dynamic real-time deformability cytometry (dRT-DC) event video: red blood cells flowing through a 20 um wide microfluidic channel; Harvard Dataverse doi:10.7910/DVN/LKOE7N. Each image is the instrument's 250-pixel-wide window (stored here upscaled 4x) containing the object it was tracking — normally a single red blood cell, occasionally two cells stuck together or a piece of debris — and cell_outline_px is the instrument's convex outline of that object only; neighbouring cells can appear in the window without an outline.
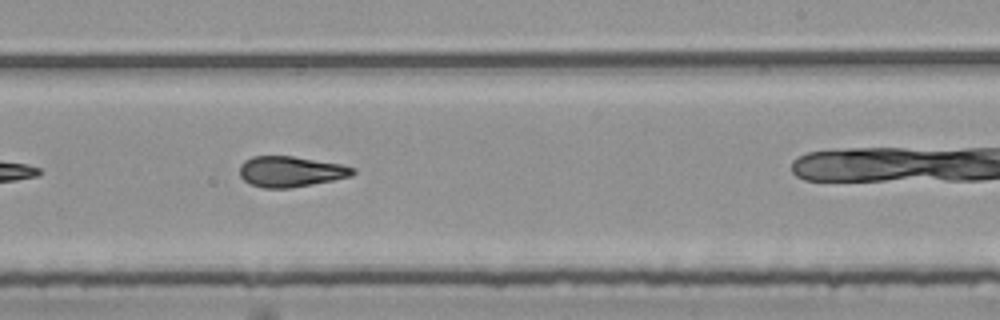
{"species": "common noctule bat (a hibernating species)", "species_latin": "Nyctalus noctula", "temperature_condition": "room temperature", "stored_images_in_passage": 29, "camera_frame_rate_fps": 3000, "um_per_image_px": 0.085, "animal": {"sex": "female", "body_mass_g": 25.1}, "frame": {"image": 1, "passage_image": 17, "time_ms": 5.333, "image_size_px": [1000, 320], "cell_outline_px": [[356, 172], [352, 176], [312, 184], [288, 188], [264, 188], [252, 184], [244, 180], [240, 176], [240, 164], [244, 160], [252, 156], [292, 156], [340, 164], [356, 168]], "centroid_in_image_um": [24.7, 14.57], "position_along_channel_um": 264.3, "area_um2": 20.11}, "authors_computed_cell_mechanics": {"area_um2": 20.4034, "velocity_mm_per_s": 3.8113, "shape_relaxation_time_tau1_ms": 9.9001, "shape_relaxation_time_tau2_ms": 3.879, "deformation_change_tau1": 0.2736, "deformation_change_tau2": 0.1273}}